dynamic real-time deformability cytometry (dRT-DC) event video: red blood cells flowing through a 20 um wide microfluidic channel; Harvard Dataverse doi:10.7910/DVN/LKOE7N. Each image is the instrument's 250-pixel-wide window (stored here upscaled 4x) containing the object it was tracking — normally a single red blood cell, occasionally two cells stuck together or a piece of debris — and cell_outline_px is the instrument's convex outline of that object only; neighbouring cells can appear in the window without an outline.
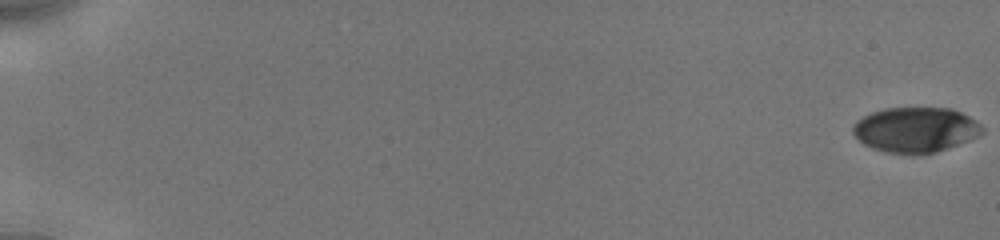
{"species": "human", "species_latin": "Homo sapiens", "temperature_condition": "cold", "stored_images_in_passage": 32, "camera_frame_rate_fps": 3000, "um_per_image_px": 0.085, "donor": {"sex": "male"}, "frame": {"image": 1, "passage_image": 1, "time_ms": 0.0, "image_size_px": [1000, 240], "cell_outline_px": [[984, 132], [968, 140], [948, 148], [936, 152], [912, 156], [888, 152], [872, 148], [864, 144], [852, 132], [852, 124], [856, 120], [872, 112], [884, 108], [952, 108], [976, 120], [984, 128]], "centroid_in_image_um": [77.81, 11.04], "position_along_channel_um": 7.2, "area_um2": 34.22}}
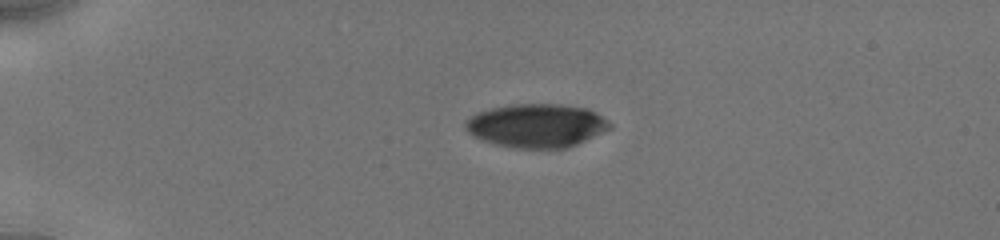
{"frame": {"image": 2, "passage_image": 23, "time_ms": 4.667, "image_size_px": [1000, 240], "cell_outline_px": [[612, 128], [568, 148], [516, 148], [496, 144], [480, 140], [472, 136], [464, 128], [464, 124], [476, 112], [492, 108], [516, 104], [560, 104], [584, 108], [596, 112], [608, 120], [612, 124]], "centroid_in_image_um": [45.61, 10.68], "position_along_channel_um": 39.4, "area_um2": 36.7}}